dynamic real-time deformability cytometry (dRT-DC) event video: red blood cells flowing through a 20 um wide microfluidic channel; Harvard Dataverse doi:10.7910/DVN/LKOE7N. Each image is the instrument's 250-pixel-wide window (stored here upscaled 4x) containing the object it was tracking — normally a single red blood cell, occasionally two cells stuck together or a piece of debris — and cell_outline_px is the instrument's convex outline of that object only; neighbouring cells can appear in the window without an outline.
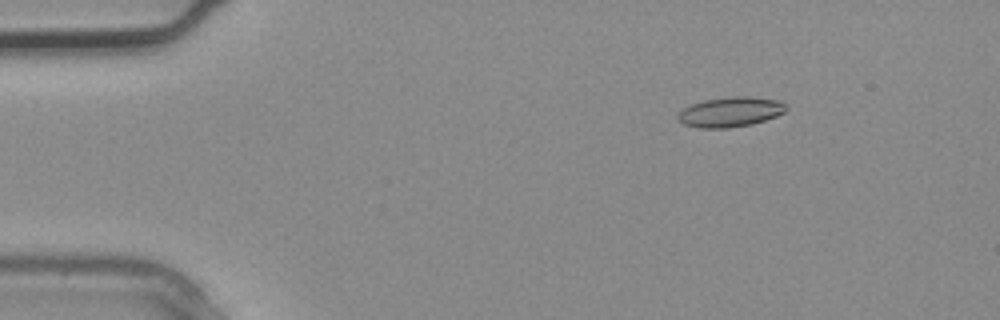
{"species": "common noctule bat (a hibernating species)", "species_latin": "Nyctalus noctula", "temperature_condition": "warm", "stored_images_in_passage": 3, "camera_frame_rate_fps": 3000, "um_per_image_px": 0.085, "animal": {"sex": "male", "body_mass_g": 20.4}, "frame": {"image": 1, "passage_image": 2, "time_ms": 0.333, "image_size_px": [1000, 320], "cell_outline_px": [[788, 108], [784, 112], [776, 116], [752, 124], [728, 128], [700, 128], [684, 124], [676, 116], [684, 108], [692, 104], [704, 100], [736, 96], [748, 96], [780, 100], [788, 104]], "centroid_in_image_um": [62.13, 9.51], "position_along_channel_um": 22.9, "area_um2": 18.84}}